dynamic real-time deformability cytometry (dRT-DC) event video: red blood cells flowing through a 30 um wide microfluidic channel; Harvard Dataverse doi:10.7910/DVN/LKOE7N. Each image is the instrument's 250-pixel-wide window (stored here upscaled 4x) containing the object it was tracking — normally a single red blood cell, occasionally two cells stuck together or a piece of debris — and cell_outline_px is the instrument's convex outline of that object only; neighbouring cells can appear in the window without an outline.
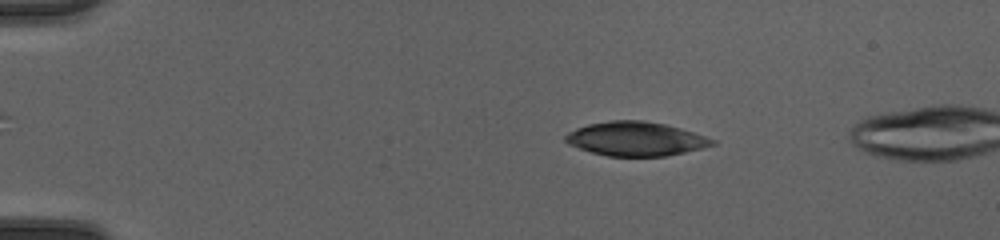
{"species": "common noctule bat (a hibernating species)", "species_latin": "Nyctalus noctula", "temperature_condition": "cold", "stored_images_in_passage": 52, "camera_frame_rate_fps": 3000, "um_per_image_px": 0.085, "animal": {"sex": "female", "body_mass_g": 20.0, "forearm_length_mm": 54.0}, "frame": {"image": 1, "passage_image": 9, "time_ms": 2.667, "image_size_px": [1000, 240], "cell_outline_px": [[716, 144], [684, 152], [664, 156], [608, 156], [592, 152], [568, 144], [564, 140], [564, 136], [568, 132], [576, 128], [588, 124], [612, 120], [640, 120], [664, 124], [680, 128], [716, 140]], "centroid_in_image_um": [54.0, 11.8], "position_along_channel_um": 31.0, "area_um2": 28.84}}
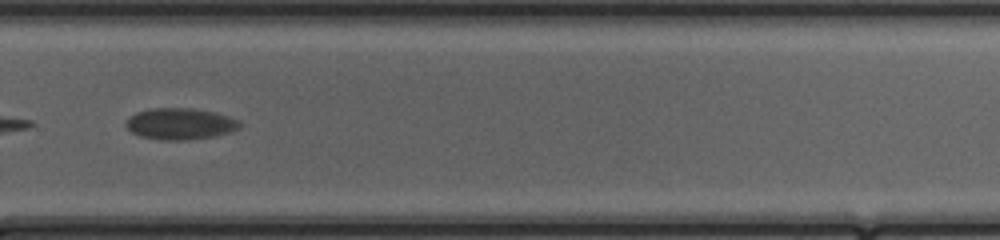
{"frame": {"image": 2, "passage_image": 36, "time_ms": 11.667, "image_size_px": [1000, 240], "cell_outline_px": [[240, 128], [216, 136], [188, 140], [160, 140], [140, 136], [132, 132], [124, 124], [128, 116], [136, 112], [152, 108], [192, 108], [216, 112], [240, 120]], "centroid_in_image_um": [15.3, 10.52], "position_along_channel_um": 314.5, "area_um2": 21.04}}
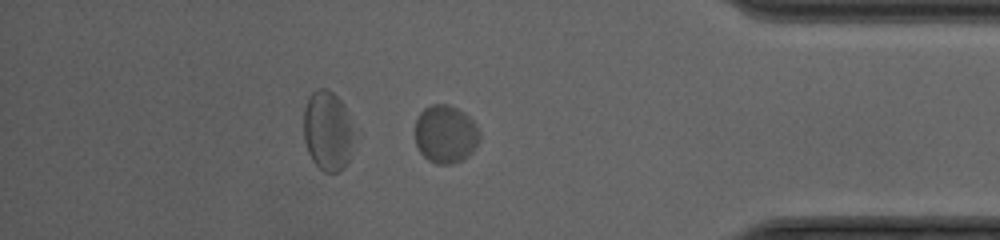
{"frame": {"image": 3, "passage_image": 44, "time_ms": 14.333, "image_size_px": [1000, 240], "cell_outline_px": [[480, 140], [472, 152], [460, 160], [452, 164], [436, 164], [428, 160], [420, 152], [416, 144], [416, 120], [420, 112], [424, 108], [432, 104], [448, 104], [464, 112], [472, 120], [480, 132]], "centroid_in_image_um": [37.87, 11.39], "position_along_channel_um": 397.3, "area_um2": 21.79}}